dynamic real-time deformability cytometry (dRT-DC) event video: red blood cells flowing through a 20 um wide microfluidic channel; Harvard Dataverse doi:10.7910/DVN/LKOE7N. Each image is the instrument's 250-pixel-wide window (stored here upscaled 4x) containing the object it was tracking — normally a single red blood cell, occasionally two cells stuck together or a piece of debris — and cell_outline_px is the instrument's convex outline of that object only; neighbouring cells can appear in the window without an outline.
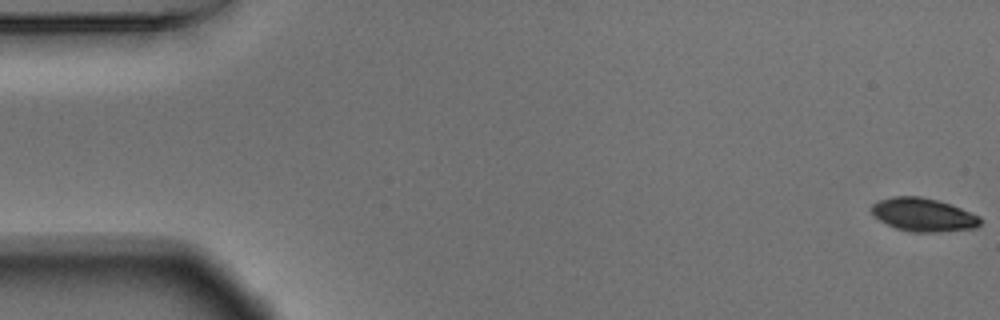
{"species": "Egyptian fruit bat (a non-hibernating species)", "species_latin": "Rousettus aegyptiacus", "temperature_condition": "warm", "stored_images_in_passage": 55, "camera_frame_rate_fps": 3000, "um_per_image_px": 0.085, "animal": {"sex": "male"}, "frame": {"image": 1, "passage_image": 1, "time_ms": 0.0, "image_size_px": [1000, 320], "cell_outline_px": [[980, 224], [976, 228], [936, 232], [912, 232], [896, 228], [872, 216], [872, 204], [876, 200], [892, 196], [920, 196], [952, 204], [980, 216]], "centroid_in_image_um": [78.46, 18.24], "position_along_channel_um": 6.5, "area_um2": 21.21}}
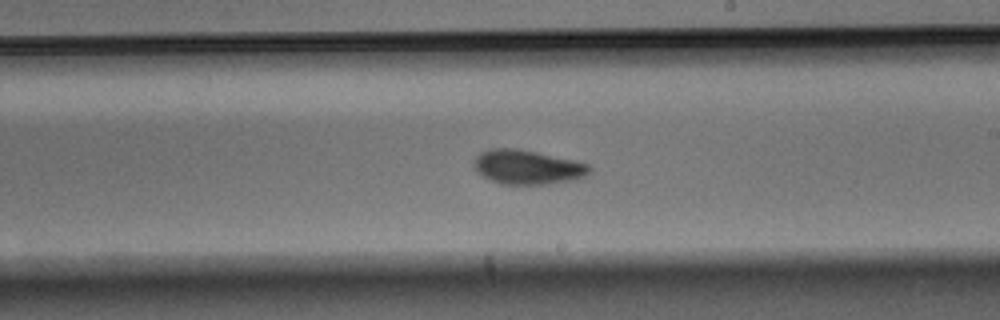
{"frame": {"image": 2, "passage_image": 32, "time_ms": 10.333, "image_size_px": [1000, 320], "cell_outline_px": [[592, 172], [584, 176], [572, 180], [548, 184], [500, 184], [484, 176], [472, 164], [476, 156], [480, 152], [488, 148], [516, 148], [576, 160], [588, 164], [592, 168]], "centroid_in_image_um": [44.85, 14.19], "position_along_channel_um": 244.1, "area_um2": 23.12}}
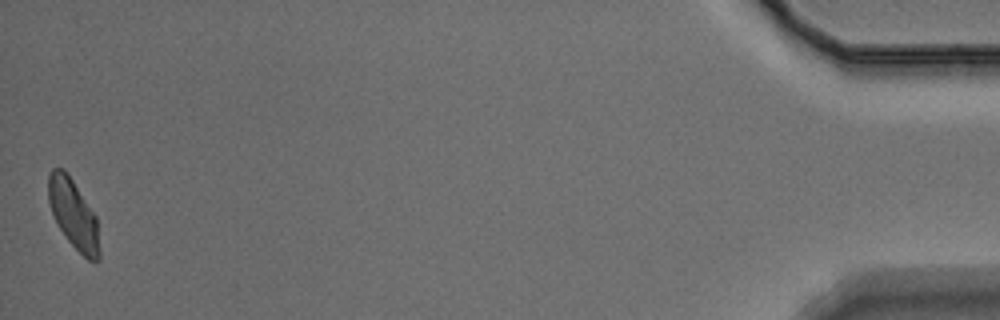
{"frame": {"image": 3, "passage_image": 55, "time_ms": 18.0, "image_size_px": [1000, 320], "cell_outline_px": [[100, 260], [88, 260], [68, 240], [56, 224], [48, 200], [48, 176], [52, 168], [64, 168], [68, 172], [96, 216], [100, 252]], "centroid_in_image_um": [6.23, 18.17], "position_along_channel_um": 429.0, "area_um2": 20.58}, "authors_computed_cell_mechanics": {"area_um2": 21.964, "velocity_mm_per_s": 3.6644, "shape_relaxation_time_tau1_ms": 3.4347, "shape_relaxation_time_tau2_ms": 2.8224, "deformation_change_tau1": 0.1352, "deformation_change_tau2": 0.0803}}